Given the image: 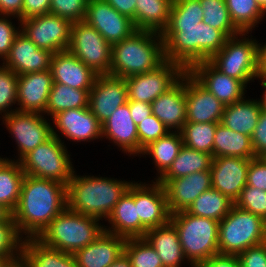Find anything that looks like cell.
<instances>
[{
  "instance_id": "1",
  "label": "cell",
  "mask_w": 266,
  "mask_h": 267,
  "mask_svg": "<svg viewBox=\"0 0 266 267\" xmlns=\"http://www.w3.org/2000/svg\"><path fill=\"white\" fill-rule=\"evenodd\" d=\"M199 0H173L169 21L162 31L164 58L188 71L193 65L208 61L228 37L202 22Z\"/></svg>"
},
{
  "instance_id": "2",
  "label": "cell",
  "mask_w": 266,
  "mask_h": 267,
  "mask_svg": "<svg viewBox=\"0 0 266 267\" xmlns=\"http://www.w3.org/2000/svg\"><path fill=\"white\" fill-rule=\"evenodd\" d=\"M66 207L65 184L25 175L13 219L21 236L24 234L26 238H37Z\"/></svg>"
},
{
  "instance_id": "3",
  "label": "cell",
  "mask_w": 266,
  "mask_h": 267,
  "mask_svg": "<svg viewBox=\"0 0 266 267\" xmlns=\"http://www.w3.org/2000/svg\"><path fill=\"white\" fill-rule=\"evenodd\" d=\"M131 184L114 178L80 177L74 172L67 185V207L100 220L108 218Z\"/></svg>"
},
{
  "instance_id": "4",
  "label": "cell",
  "mask_w": 266,
  "mask_h": 267,
  "mask_svg": "<svg viewBox=\"0 0 266 267\" xmlns=\"http://www.w3.org/2000/svg\"><path fill=\"white\" fill-rule=\"evenodd\" d=\"M165 61L160 33L136 30L112 45L110 75L127 78L155 70Z\"/></svg>"
},
{
  "instance_id": "5",
  "label": "cell",
  "mask_w": 266,
  "mask_h": 267,
  "mask_svg": "<svg viewBox=\"0 0 266 267\" xmlns=\"http://www.w3.org/2000/svg\"><path fill=\"white\" fill-rule=\"evenodd\" d=\"M100 219L66 207L37 237L45 246L74 254L94 242L105 230Z\"/></svg>"
},
{
  "instance_id": "6",
  "label": "cell",
  "mask_w": 266,
  "mask_h": 267,
  "mask_svg": "<svg viewBox=\"0 0 266 267\" xmlns=\"http://www.w3.org/2000/svg\"><path fill=\"white\" fill-rule=\"evenodd\" d=\"M183 253L192 267H198L210 257L219 254V222L193 216L186 211L171 214Z\"/></svg>"
},
{
  "instance_id": "7",
  "label": "cell",
  "mask_w": 266,
  "mask_h": 267,
  "mask_svg": "<svg viewBox=\"0 0 266 267\" xmlns=\"http://www.w3.org/2000/svg\"><path fill=\"white\" fill-rule=\"evenodd\" d=\"M266 241V221L233 205L219 222V254L239 255L247 248Z\"/></svg>"
},
{
  "instance_id": "8",
  "label": "cell",
  "mask_w": 266,
  "mask_h": 267,
  "mask_svg": "<svg viewBox=\"0 0 266 267\" xmlns=\"http://www.w3.org/2000/svg\"><path fill=\"white\" fill-rule=\"evenodd\" d=\"M56 132L52 127V136L24 155L19 163L25 175L55 180L67 186L75 171L67 148Z\"/></svg>"
},
{
  "instance_id": "9",
  "label": "cell",
  "mask_w": 266,
  "mask_h": 267,
  "mask_svg": "<svg viewBox=\"0 0 266 267\" xmlns=\"http://www.w3.org/2000/svg\"><path fill=\"white\" fill-rule=\"evenodd\" d=\"M247 34L249 32L240 33L239 39L238 35L228 38L208 60L221 73L242 81L246 86L260 73V43L246 38Z\"/></svg>"
},
{
  "instance_id": "10",
  "label": "cell",
  "mask_w": 266,
  "mask_h": 267,
  "mask_svg": "<svg viewBox=\"0 0 266 267\" xmlns=\"http://www.w3.org/2000/svg\"><path fill=\"white\" fill-rule=\"evenodd\" d=\"M68 51L98 75L110 73L112 45L85 21L72 23Z\"/></svg>"
},
{
  "instance_id": "11",
  "label": "cell",
  "mask_w": 266,
  "mask_h": 267,
  "mask_svg": "<svg viewBox=\"0 0 266 267\" xmlns=\"http://www.w3.org/2000/svg\"><path fill=\"white\" fill-rule=\"evenodd\" d=\"M185 72L181 65L165 60L153 71L127 77L128 100L151 104L172 88Z\"/></svg>"
},
{
  "instance_id": "12",
  "label": "cell",
  "mask_w": 266,
  "mask_h": 267,
  "mask_svg": "<svg viewBox=\"0 0 266 267\" xmlns=\"http://www.w3.org/2000/svg\"><path fill=\"white\" fill-rule=\"evenodd\" d=\"M21 32L35 45L54 53L66 51L70 44L72 23L51 13L20 20Z\"/></svg>"
},
{
  "instance_id": "13",
  "label": "cell",
  "mask_w": 266,
  "mask_h": 267,
  "mask_svg": "<svg viewBox=\"0 0 266 267\" xmlns=\"http://www.w3.org/2000/svg\"><path fill=\"white\" fill-rule=\"evenodd\" d=\"M43 117L42 113L17 110L3 116L4 125L17 143V161L52 136L53 126Z\"/></svg>"
},
{
  "instance_id": "14",
  "label": "cell",
  "mask_w": 266,
  "mask_h": 267,
  "mask_svg": "<svg viewBox=\"0 0 266 267\" xmlns=\"http://www.w3.org/2000/svg\"><path fill=\"white\" fill-rule=\"evenodd\" d=\"M84 21L94 27L111 45L136 31L133 21L120 14L105 0H88Z\"/></svg>"
},
{
  "instance_id": "15",
  "label": "cell",
  "mask_w": 266,
  "mask_h": 267,
  "mask_svg": "<svg viewBox=\"0 0 266 267\" xmlns=\"http://www.w3.org/2000/svg\"><path fill=\"white\" fill-rule=\"evenodd\" d=\"M127 102L128 87L124 78L110 74L96 77L89 91L88 107L101 124Z\"/></svg>"
},
{
  "instance_id": "16",
  "label": "cell",
  "mask_w": 266,
  "mask_h": 267,
  "mask_svg": "<svg viewBox=\"0 0 266 267\" xmlns=\"http://www.w3.org/2000/svg\"><path fill=\"white\" fill-rule=\"evenodd\" d=\"M185 97L186 122L221 123L225 106L188 71L185 72Z\"/></svg>"
},
{
  "instance_id": "17",
  "label": "cell",
  "mask_w": 266,
  "mask_h": 267,
  "mask_svg": "<svg viewBox=\"0 0 266 267\" xmlns=\"http://www.w3.org/2000/svg\"><path fill=\"white\" fill-rule=\"evenodd\" d=\"M135 204L140 222L147 230L170 221L167 194L164 186L157 180L153 184L135 183Z\"/></svg>"
},
{
  "instance_id": "18",
  "label": "cell",
  "mask_w": 266,
  "mask_h": 267,
  "mask_svg": "<svg viewBox=\"0 0 266 267\" xmlns=\"http://www.w3.org/2000/svg\"><path fill=\"white\" fill-rule=\"evenodd\" d=\"M188 72L224 106L245 98L246 85L236 78L221 73L209 61L196 63Z\"/></svg>"
},
{
  "instance_id": "19",
  "label": "cell",
  "mask_w": 266,
  "mask_h": 267,
  "mask_svg": "<svg viewBox=\"0 0 266 267\" xmlns=\"http://www.w3.org/2000/svg\"><path fill=\"white\" fill-rule=\"evenodd\" d=\"M250 159L216 157L211 163L212 188L236 201L247 184Z\"/></svg>"
},
{
  "instance_id": "20",
  "label": "cell",
  "mask_w": 266,
  "mask_h": 267,
  "mask_svg": "<svg viewBox=\"0 0 266 267\" xmlns=\"http://www.w3.org/2000/svg\"><path fill=\"white\" fill-rule=\"evenodd\" d=\"M52 56V52L38 48L20 31L2 64L19 76L49 70Z\"/></svg>"
},
{
  "instance_id": "21",
  "label": "cell",
  "mask_w": 266,
  "mask_h": 267,
  "mask_svg": "<svg viewBox=\"0 0 266 267\" xmlns=\"http://www.w3.org/2000/svg\"><path fill=\"white\" fill-rule=\"evenodd\" d=\"M50 69L18 76L17 111L46 114L49 93L53 86Z\"/></svg>"
},
{
  "instance_id": "22",
  "label": "cell",
  "mask_w": 266,
  "mask_h": 267,
  "mask_svg": "<svg viewBox=\"0 0 266 267\" xmlns=\"http://www.w3.org/2000/svg\"><path fill=\"white\" fill-rule=\"evenodd\" d=\"M171 214L186 211L194 200L212 188L211 172L201 171L170 180L165 186Z\"/></svg>"
},
{
  "instance_id": "23",
  "label": "cell",
  "mask_w": 266,
  "mask_h": 267,
  "mask_svg": "<svg viewBox=\"0 0 266 267\" xmlns=\"http://www.w3.org/2000/svg\"><path fill=\"white\" fill-rule=\"evenodd\" d=\"M54 127L58 128L67 139L72 141H91L102 138V124L89 107L69 109L57 113L53 118Z\"/></svg>"
},
{
  "instance_id": "24",
  "label": "cell",
  "mask_w": 266,
  "mask_h": 267,
  "mask_svg": "<svg viewBox=\"0 0 266 267\" xmlns=\"http://www.w3.org/2000/svg\"><path fill=\"white\" fill-rule=\"evenodd\" d=\"M50 71L54 83L88 91L92 89L98 76L68 50L53 54Z\"/></svg>"
},
{
  "instance_id": "25",
  "label": "cell",
  "mask_w": 266,
  "mask_h": 267,
  "mask_svg": "<svg viewBox=\"0 0 266 267\" xmlns=\"http://www.w3.org/2000/svg\"><path fill=\"white\" fill-rule=\"evenodd\" d=\"M105 220L112 224L109 228L104 225L105 231L109 233L125 239L144 238L147 229L140 222L137 204H135V182H132L128 190L116 203L112 213Z\"/></svg>"
},
{
  "instance_id": "26",
  "label": "cell",
  "mask_w": 266,
  "mask_h": 267,
  "mask_svg": "<svg viewBox=\"0 0 266 267\" xmlns=\"http://www.w3.org/2000/svg\"><path fill=\"white\" fill-rule=\"evenodd\" d=\"M155 115L171 132H180L186 123L185 73L167 92L159 95L152 103Z\"/></svg>"
},
{
  "instance_id": "27",
  "label": "cell",
  "mask_w": 266,
  "mask_h": 267,
  "mask_svg": "<svg viewBox=\"0 0 266 267\" xmlns=\"http://www.w3.org/2000/svg\"><path fill=\"white\" fill-rule=\"evenodd\" d=\"M126 239L107 231L73 256L78 267H109L122 253Z\"/></svg>"
},
{
  "instance_id": "28",
  "label": "cell",
  "mask_w": 266,
  "mask_h": 267,
  "mask_svg": "<svg viewBox=\"0 0 266 267\" xmlns=\"http://www.w3.org/2000/svg\"><path fill=\"white\" fill-rule=\"evenodd\" d=\"M102 137L111 140L126 154H137L139 156L137 126L132 120L129 100L124 105L118 107L112 115L102 123Z\"/></svg>"
},
{
  "instance_id": "29",
  "label": "cell",
  "mask_w": 266,
  "mask_h": 267,
  "mask_svg": "<svg viewBox=\"0 0 266 267\" xmlns=\"http://www.w3.org/2000/svg\"><path fill=\"white\" fill-rule=\"evenodd\" d=\"M144 238L161 258L163 267H181L186 260L177 230L171 221L147 230Z\"/></svg>"
},
{
  "instance_id": "30",
  "label": "cell",
  "mask_w": 266,
  "mask_h": 267,
  "mask_svg": "<svg viewBox=\"0 0 266 267\" xmlns=\"http://www.w3.org/2000/svg\"><path fill=\"white\" fill-rule=\"evenodd\" d=\"M24 238L20 261L25 267H78L73 254L45 246L37 238Z\"/></svg>"
},
{
  "instance_id": "31",
  "label": "cell",
  "mask_w": 266,
  "mask_h": 267,
  "mask_svg": "<svg viewBox=\"0 0 266 267\" xmlns=\"http://www.w3.org/2000/svg\"><path fill=\"white\" fill-rule=\"evenodd\" d=\"M257 99H241L224 108L221 124L234 132L252 136L257 126L260 114Z\"/></svg>"
},
{
  "instance_id": "32",
  "label": "cell",
  "mask_w": 266,
  "mask_h": 267,
  "mask_svg": "<svg viewBox=\"0 0 266 267\" xmlns=\"http://www.w3.org/2000/svg\"><path fill=\"white\" fill-rule=\"evenodd\" d=\"M212 155L183 145L169 169L156 180L165 186L170 180L211 169Z\"/></svg>"
},
{
  "instance_id": "33",
  "label": "cell",
  "mask_w": 266,
  "mask_h": 267,
  "mask_svg": "<svg viewBox=\"0 0 266 267\" xmlns=\"http://www.w3.org/2000/svg\"><path fill=\"white\" fill-rule=\"evenodd\" d=\"M173 0H137L135 4L136 30L162 33L169 21Z\"/></svg>"
},
{
  "instance_id": "34",
  "label": "cell",
  "mask_w": 266,
  "mask_h": 267,
  "mask_svg": "<svg viewBox=\"0 0 266 267\" xmlns=\"http://www.w3.org/2000/svg\"><path fill=\"white\" fill-rule=\"evenodd\" d=\"M216 157L254 158L251 137L234 132L218 123L213 144V158Z\"/></svg>"
},
{
  "instance_id": "35",
  "label": "cell",
  "mask_w": 266,
  "mask_h": 267,
  "mask_svg": "<svg viewBox=\"0 0 266 267\" xmlns=\"http://www.w3.org/2000/svg\"><path fill=\"white\" fill-rule=\"evenodd\" d=\"M24 176L19 161L4 158L0 162V204L12 212L18 205Z\"/></svg>"
},
{
  "instance_id": "36",
  "label": "cell",
  "mask_w": 266,
  "mask_h": 267,
  "mask_svg": "<svg viewBox=\"0 0 266 267\" xmlns=\"http://www.w3.org/2000/svg\"><path fill=\"white\" fill-rule=\"evenodd\" d=\"M234 205L228 196L214 188L200 194L187 208L186 212L193 216H200L220 222Z\"/></svg>"
},
{
  "instance_id": "37",
  "label": "cell",
  "mask_w": 266,
  "mask_h": 267,
  "mask_svg": "<svg viewBox=\"0 0 266 267\" xmlns=\"http://www.w3.org/2000/svg\"><path fill=\"white\" fill-rule=\"evenodd\" d=\"M183 146V139L180 132L173 130L167 135L151 142L142 151V155H150L153 158L155 167H157L158 175L161 177L172 165V162L177 157L181 147Z\"/></svg>"
},
{
  "instance_id": "38",
  "label": "cell",
  "mask_w": 266,
  "mask_h": 267,
  "mask_svg": "<svg viewBox=\"0 0 266 267\" xmlns=\"http://www.w3.org/2000/svg\"><path fill=\"white\" fill-rule=\"evenodd\" d=\"M88 102V90H80L60 83H53L49 93L46 113L53 118L57 113L65 110L88 107Z\"/></svg>"
},
{
  "instance_id": "39",
  "label": "cell",
  "mask_w": 266,
  "mask_h": 267,
  "mask_svg": "<svg viewBox=\"0 0 266 267\" xmlns=\"http://www.w3.org/2000/svg\"><path fill=\"white\" fill-rule=\"evenodd\" d=\"M230 19L241 33H248L262 21L265 11L256 0H225Z\"/></svg>"
},
{
  "instance_id": "40",
  "label": "cell",
  "mask_w": 266,
  "mask_h": 267,
  "mask_svg": "<svg viewBox=\"0 0 266 267\" xmlns=\"http://www.w3.org/2000/svg\"><path fill=\"white\" fill-rule=\"evenodd\" d=\"M218 123L186 122L180 133L183 145L213 157L214 135Z\"/></svg>"
},
{
  "instance_id": "41",
  "label": "cell",
  "mask_w": 266,
  "mask_h": 267,
  "mask_svg": "<svg viewBox=\"0 0 266 267\" xmlns=\"http://www.w3.org/2000/svg\"><path fill=\"white\" fill-rule=\"evenodd\" d=\"M203 10L202 22L221 30L228 38L240 35L230 19L225 0H199Z\"/></svg>"
},
{
  "instance_id": "42",
  "label": "cell",
  "mask_w": 266,
  "mask_h": 267,
  "mask_svg": "<svg viewBox=\"0 0 266 267\" xmlns=\"http://www.w3.org/2000/svg\"><path fill=\"white\" fill-rule=\"evenodd\" d=\"M124 253L132 267H163L161 258L145 238L126 239Z\"/></svg>"
},
{
  "instance_id": "43",
  "label": "cell",
  "mask_w": 266,
  "mask_h": 267,
  "mask_svg": "<svg viewBox=\"0 0 266 267\" xmlns=\"http://www.w3.org/2000/svg\"><path fill=\"white\" fill-rule=\"evenodd\" d=\"M17 93L18 75L4 65L0 66V114L4 113L2 116L16 111L12 110L11 106L17 102Z\"/></svg>"
},
{
  "instance_id": "44",
  "label": "cell",
  "mask_w": 266,
  "mask_h": 267,
  "mask_svg": "<svg viewBox=\"0 0 266 267\" xmlns=\"http://www.w3.org/2000/svg\"><path fill=\"white\" fill-rule=\"evenodd\" d=\"M22 237L13 217L0 223V257H21Z\"/></svg>"
},
{
  "instance_id": "45",
  "label": "cell",
  "mask_w": 266,
  "mask_h": 267,
  "mask_svg": "<svg viewBox=\"0 0 266 267\" xmlns=\"http://www.w3.org/2000/svg\"><path fill=\"white\" fill-rule=\"evenodd\" d=\"M234 205L256 214L266 221V191L246 185Z\"/></svg>"
},
{
  "instance_id": "46",
  "label": "cell",
  "mask_w": 266,
  "mask_h": 267,
  "mask_svg": "<svg viewBox=\"0 0 266 267\" xmlns=\"http://www.w3.org/2000/svg\"><path fill=\"white\" fill-rule=\"evenodd\" d=\"M170 131L168 128L155 116L150 115L137 125V133L139 139V154L151 142L167 135Z\"/></svg>"
},
{
  "instance_id": "47",
  "label": "cell",
  "mask_w": 266,
  "mask_h": 267,
  "mask_svg": "<svg viewBox=\"0 0 266 267\" xmlns=\"http://www.w3.org/2000/svg\"><path fill=\"white\" fill-rule=\"evenodd\" d=\"M88 0H51L50 13L71 23L84 21Z\"/></svg>"
},
{
  "instance_id": "48",
  "label": "cell",
  "mask_w": 266,
  "mask_h": 267,
  "mask_svg": "<svg viewBox=\"0 0 266 267\" xmlns=\"http://www.w3.org/2000/svg\"><path fill=\"white\" fill-rule=\"evenodd\" d=\"M9 17L13 16H0V58L2 61L8 56L13 41L21 30L19 27L17 29L11 20H8Z\"/></svg>"
},
{
  "instance_id": "49",
  "label": "cell",
  "mask_w": 266,
  "mask_h": 267,
  "mask_svg": "<svg viewBox=\"0 0 266 267\" xmlns=\"http://www.w3.org/2000/svg\"><path fill=\"white\" fill-rule=\"evenodd\" d=\"M240 267H266V241L237 255Z\"/></svg>"
},
{
  "instance_id": "50",
  "label": "cell",
  "mask_w": 266,
  "mask_h": 267,
  "mask_svg": "<svg viewBox=\"0 0 266 267\" xmlns=\"http://www.w3.org/2000/svg\"><path fill=\"white\" fill-rule=\"evenodd\" d=\"M246 185L266 191V161L263 157L250 159Z\"/></svg>"
},
{
  "instance_id": "51",
  "label": "cell",
  "mask_w": 266,
  "mask_h": 267,
  "mask_svg": "<svg viewBox=\"0 0 266 267\" xmlns=\"http://www.w3.org/2000/svg\"><path fill=\"white\" fill-rule=\"evenodd\" d=\"M255 157L266 155V112L261 111L258 123L251 136Z\"/></svg>"
},
{
  "instance_id": "52",
  "label": "cell",
  "mask_w": 266,
  "mask_h": 267,
  "mask_svg": "<svg viewBox=\"0 0 266 267\" xmlns=\"http://www.w3.org/2000/svg\"><path fill=\"white\" fill-rule=\"evenodd\" d=\"M51 0H23L22 20L50 13Z\"/></svg>"
},
{
  "instance_id": "53",
  "label": "cell",
  "mask_w": 266,
  "mask_h": 267,
  "mask_svg": "<svg viewBox=\"0 0 266 267\" xmlns=\"http://www.w3.org/2000/svg\"><path fill=\"white\" fill-rule=\"evenodd\" d=\"M198 267H240V265L237 255L217 254L201 263Z\"/></svg>"
},
{
  "instance_id": "54",
  "label": "cell",
  "mask_w": 266,
  "mask_h": 267,
  "mask_svg": "<svg viewBox=\"0 0 266 267\" xmlns=\"http://www.w3.org/2000/svg\"><path fill=\"white\" fill-rule=\"evenodd\" d=\"M129 109L136 126L152 115L151 104L147 102L129 101Z\"/></svg>"
},
{
  "instance_id": "55",
  "label": "cell",
  "mask_w": 266,
  "mask_h": 267,
  "mask_svg": "<svg viewBox=\"0 0 266 267\" xmlns=\"http://www.w3.org/2000/svg\"><path fill=\"white\" fill-rule=\"evenodd\" d=\"M23 0H0V15L14 16L22 20Z\"/></svg>"
},
{
  "instance_id": "56",
  "label": "cell",
  "mask_w": 266,
  "mask_h": 267,
  "mask_svg": "<svg viewBox=\"0 0 266 267\" xmlns=\"http://www.w3.org/2000/svg\"><path fill=\"white\" fill-rule=\"evenodd\" d=\"M120 14L129 17L135 26V4L137 0H105Z\"/></svg>"
},
{
  "instance_id": "57",
  "label": "cell",
  "mask_w": 266,
  "mask_h": 267,
  "mask_svg": "<svg viewBox=\"0 0 266 267\" xmlns=\"http://www.w3.org/2000/svg\"><path fill=\"white\" fill-rule=\"evenodd\" d=\"M256 78L262 80V82H261L262 87L265 88V91L263 93V97L261 99L257 100V102H258V104L260 106V109L262 111L266 112V75L262 74V73H259Z\"/></svg>"
},
{
  "instance_id": "58",
  "label": "cell",
  "mask_w": 266,
  "mask_h": 267,
  "mask_svg": "<svg viewBox=\"0 0 266 267\" xmlns=\"http://www.w3.org/2000/svg\"><path fill=\"white\" fill-rule=\"evenodd\" d=\"M109 267H132L125 253H122Z\"/></svg>"
},
{
  "instance_id": "59",
  "label": "cell",
  "mask_w": 266,
  "mask_h": 267,
  "mask_svg": "<svg viewBox=\"0 0 266 267\" xmlns=\"http://www.w3.org/2000/svg\"><path fill=\"white\" fill-rule=\"evenodd\" d=\"M260 73L266 75V43L260 44Z\"/></svg>"
},
{
  "instance_id": "60",
  "label": "cell",
  "mask_w": 266,
  "mask_h": 267,
  "mask_svg": "<svg viewBox=\"0 0 266 267\" xmlns=\"http://www.w3.org/2000/svg\"><path fill=\"white\" fill-rule=\"evenodd\" d=\"M13 217V212L5 205L0 204V223L7 222Z\"/></svg>"
},
{
  "instance_id": "61",
  "label": "cell",
  "mask_w": 266,
  "mask_h": 267,
  "mask_svg": "<svg viewBox=\"0 0 266 267\" xmlns=\"http://www.w3.org/2000/svg\"><path fill=\"white\" fill-rule=\"evenodd\" d=\"M21 257H0V267H13Z\"/></svg>"
},
{
  "instance_id": "62",
  "label": "cell",
  "mask_w": 266,
  "mask_h": 267,
  "mask_svg": "<svg viewBox=\"0 0 266 267\" xmlns=\"http://www.w3.org/2000/svg\"><path fill=\"white\" fill-rule=\"evenodd\" d=\"M256 2L261 6V8L266 12V0H256Z\"/></svg>"
},
{
  "instance_id": "63",
  "label": "cell",
  "mask_w": 266,
  "mask_h": 267,
  "mask_svg": "<svg viewBox=\"0 0 266 267\" xmlns=\"http://www.w3.org/2000/svg\"><path fill=\"white\" fill-rule=\"evenodd\" d=\"M13 267H25L21 261L17 262Z\"/></svg>"
}]
</instances>
